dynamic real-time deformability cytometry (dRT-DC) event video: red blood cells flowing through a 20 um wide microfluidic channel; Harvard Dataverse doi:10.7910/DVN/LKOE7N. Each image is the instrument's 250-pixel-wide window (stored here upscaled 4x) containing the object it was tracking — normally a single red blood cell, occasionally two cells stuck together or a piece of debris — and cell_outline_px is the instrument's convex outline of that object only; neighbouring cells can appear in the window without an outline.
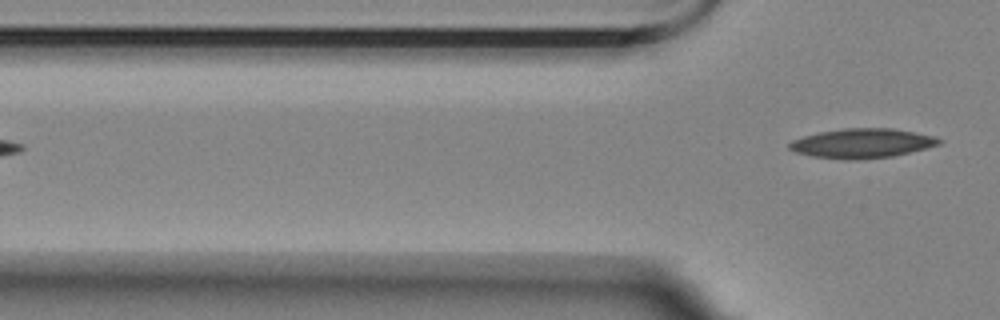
{"species": "Egyptian fruit bat (a non-hibernating species)", "species_latin": "Rousettus aegyptiacus", "temperature_condition": "room temperature", "stored_images_in_passage": 3, "camera_frame_rate_fps": 3000, "um_per_image_px": 0.085, "animal": {"sex": "female"}, "frame": {"image": 1, "passage_image": 3, "time_ms": 3.0, "image_size_px": [1000, 320], "cell_outline_px": [[944, 140], [940, 144], [892, 156], [856, 160], [848, 160], [812, 156], [796, 152], [788, 148], [788, 144], [792, 140], [804, 136], [820, 132], [844, 128], [892, 128], [932, 136]], "centroid_in_image_um": [73.24, 12.18], "position_along_channel_um": 52.6, "area_um2": 25.43}}